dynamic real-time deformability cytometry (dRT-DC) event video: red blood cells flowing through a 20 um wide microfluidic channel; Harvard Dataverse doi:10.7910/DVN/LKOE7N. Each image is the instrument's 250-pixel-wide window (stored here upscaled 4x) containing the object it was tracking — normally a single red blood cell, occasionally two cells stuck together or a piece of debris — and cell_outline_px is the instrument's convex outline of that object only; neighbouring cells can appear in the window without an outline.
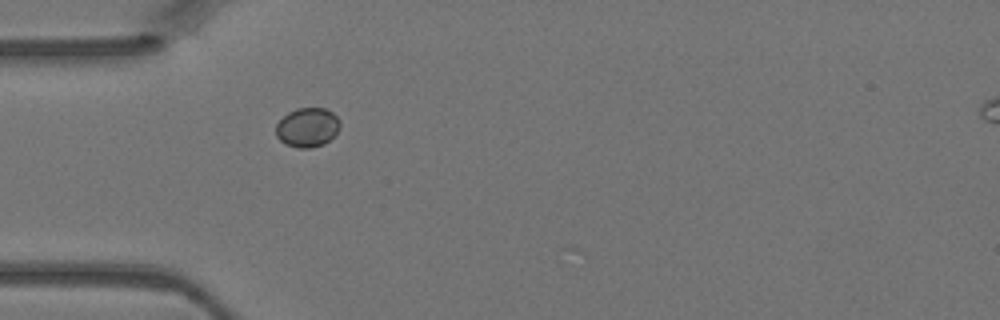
{"species": "Egyptian fruit bat (a non-hibernating species)", "species_latin": "Rousettus aegyptiacus", "temperature_condition": "warm", "stored_images_in_passage": 4, "camera_frame_rate_fps": 3000, "um_per_image_px": 0.085, "animal": {"sex": "female"}, "frame": {"image": 1, "passage_image": 4, "time_ms": 1.0, "image_size_px": [1000, 320], "cell_outline_px": [[340, 128], [324, 144], [308, 148], [296, 148], [284, 144], [276, 136], [276, 124], [288, 112], [296, 108], [324, 108], [332, 112], [340, 120]], "centroid_in_image_um": [26.11, 10.83], "position_along_channel_um": 58.9, "area_um2": 14.68}}